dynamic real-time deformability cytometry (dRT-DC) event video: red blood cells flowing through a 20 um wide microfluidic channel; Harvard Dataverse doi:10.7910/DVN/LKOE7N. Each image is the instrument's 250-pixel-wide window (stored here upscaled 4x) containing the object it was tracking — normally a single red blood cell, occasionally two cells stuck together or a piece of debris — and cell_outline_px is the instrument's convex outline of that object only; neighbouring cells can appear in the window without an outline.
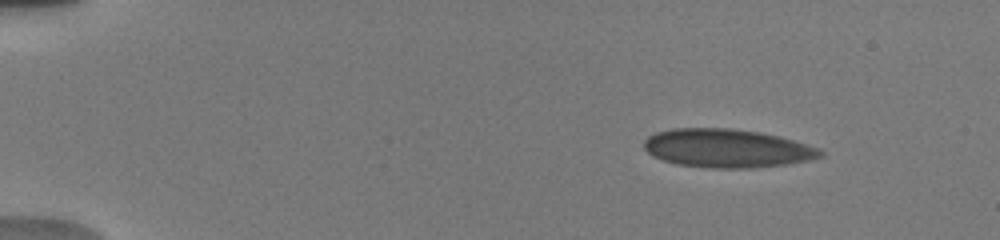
{"species": "human", "species_latin": "Homo sapiens", "temperature_condition": "warm", "stored_images_in_passage": 13, "camera_frame_rate_fps": 3000, "um_per_image_px": 0.085, "donor": {"sex": "male"}, "frame": {"image": 1, "passage_image": 4, "time_ms": 2.0, "image_size_px": [1000, 240], "cell_outline_px": [[824, 156], [808, 160], [784, 164], [752, 168], [704, 168], [676, 164], [652, 156], [644, 148], [644, 140], [648, 136], [656, 132], [672, 128], [732, 128], [760, 132], [780, 136], [820, 148], [824, 152]], "centroid_in_image_um": [61.79, 12.6], "position_along_channel_um": 23.2, "area_um2": 39.82}}
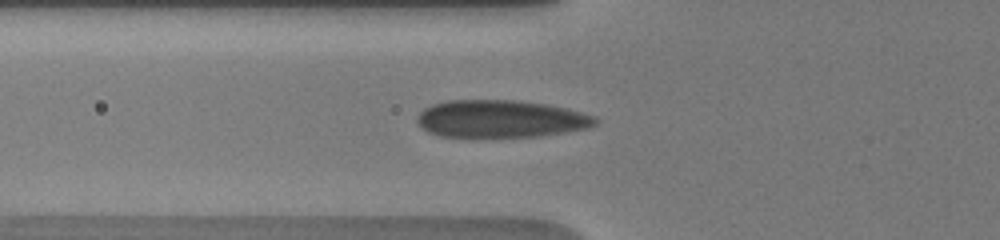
{"frame": {"image": 2, "passage_image": 11, "time_ms": 6.333, "image_size_px": [1000, 240], "cell_outline_px": [[600, 120], [596, 124], [588, 128], [540, 136], [440, 136], [428, 132], [416, 120], [416, 116], [424, 108], [432, 104], [448, 100], [516, 100], [544, 104], [564, 108], [596, 116]], "centroid_in_image_um": [42.56, 10.09], "position_along_channel_um": 83.2, "area_um2": 38.61}}